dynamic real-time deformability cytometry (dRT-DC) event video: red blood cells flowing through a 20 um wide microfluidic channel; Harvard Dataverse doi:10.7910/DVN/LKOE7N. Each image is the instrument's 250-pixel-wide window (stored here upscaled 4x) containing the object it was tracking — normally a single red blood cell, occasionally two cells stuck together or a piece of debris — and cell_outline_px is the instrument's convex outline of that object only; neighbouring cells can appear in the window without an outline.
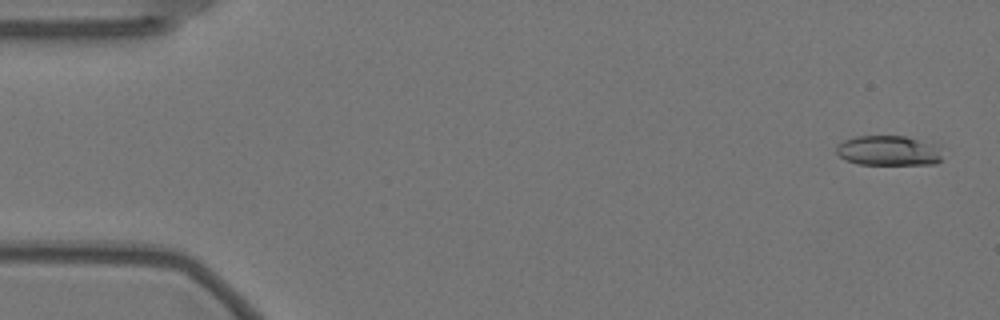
{"species": "Egyptian fruit bat (a non-hibernating species)", "species_latin": "Rousettus aegyptiacus", "temperature_condition": "warm", "stored_images_in_passage": 57, "camera_frame_rate_fps": 3000, "um_per_image_px": 0.085, "animal": {"sex": "female"}, "frame": {"image": 1, "passage_image": 2, "time_ms": 0.333, "image_size_px": [1000, 320], "cell_outline_px": [[940, 160], [936, 164], [860, 164], [844, 160], [836, 152], [836, 148], [844, 140], [856, 136], [904, 136], [940, 144]], "centroid_in_image_um": [75.55, 12.8], "position_along_channel_um": 9.4, "area_um2": 18.61}}
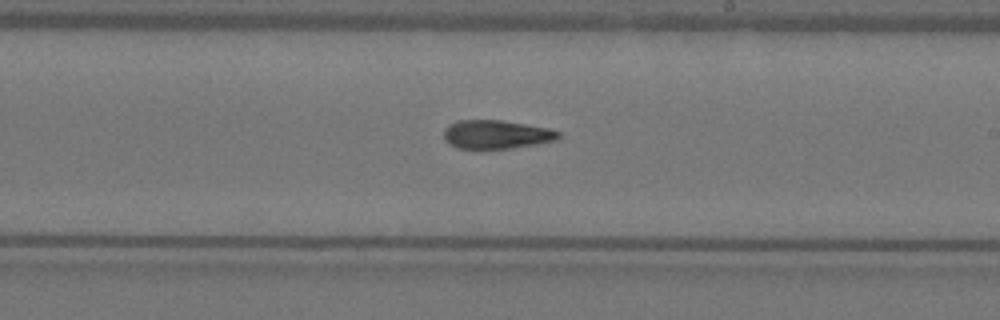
{"frame": {"image": 2, "passage_image": 33, "time_ms": 10.667, "image_size_px": [1000, 320], "cell_outline_px": [[560, 136], [556, 140], [536, 144], [508, 148], [456, 148], [444, 140], [444, 128], [448, 124], [456, 120], [500, 120], [548, 128], [560, 132]], "centroid_in_image_um": [42.14, 11.42], "position_along_channel_um": 246.9, "area_um2": 19.02}}
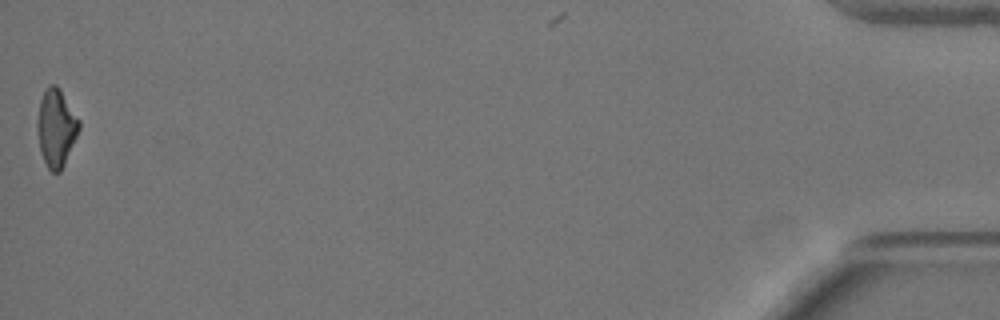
{"frame": {"image": 3, "passage_image": 57, "time_ms": 18.667, "image_size_px": [1000, 320], "cell_outline_px": [[80, 128], [64, 164], [60, 172], [52, 172], [48, 168], [40, 152], [36, 128], [36, 124], [40, 100], [48, 84], [56, 84], [60, 88], [80, 120]], "centroid_in_image_um": [4.76, 10.84], "position_along_channel_um": 430.4, "area_um2": 18.96}, "authors_computed_cell_mechanics": {"area_um2": 19.2474, "velocity_mm_per_s": 3.5321, "shape_relaxation_time_tau1_ms": null, "shape_relaxation_time_tau2_ms": 2.2058, "deformation_change_tau1": null, "deformation_change_tau2": 0.0964}}